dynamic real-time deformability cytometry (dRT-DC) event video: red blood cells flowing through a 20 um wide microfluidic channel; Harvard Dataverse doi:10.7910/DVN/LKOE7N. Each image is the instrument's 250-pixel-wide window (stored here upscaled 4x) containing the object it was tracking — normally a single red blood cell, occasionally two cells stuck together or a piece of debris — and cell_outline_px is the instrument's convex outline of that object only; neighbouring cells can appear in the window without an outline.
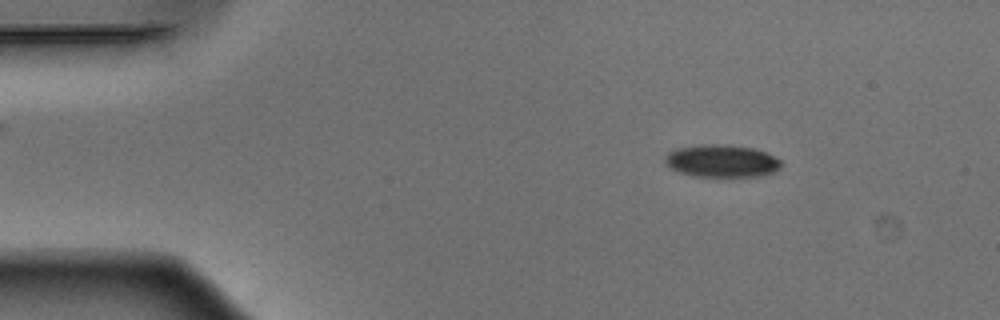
{"species": "Egyptian fruit bat (a non-hibernating species)", "species_latin": "Rousettus aegyptiacus", "temperature_condition": "warm", "stored_images_in_passage": 47, "camera_frame_rate_fps": 3000, "um_per_image_px": 0.085, "animal": {"sex": "male"}, "frame": {"image": 1, "passage_image": 3, "time_ms": 0.667, "image_size_px": [1000, 320], "cell_outline_px": [[780, 168], [772, 172], [760, 176], [692, 176], [676, 172], [664, 164], [664, 156], [668, 152], [676, 148], [704, 144], [728, 144], [752, 148], [768, 152], [780, 160]], "centroid_in_image_um": [61.29, 13.67], "position_along_channel_um": 23.7, "area_um2": 22.25}}
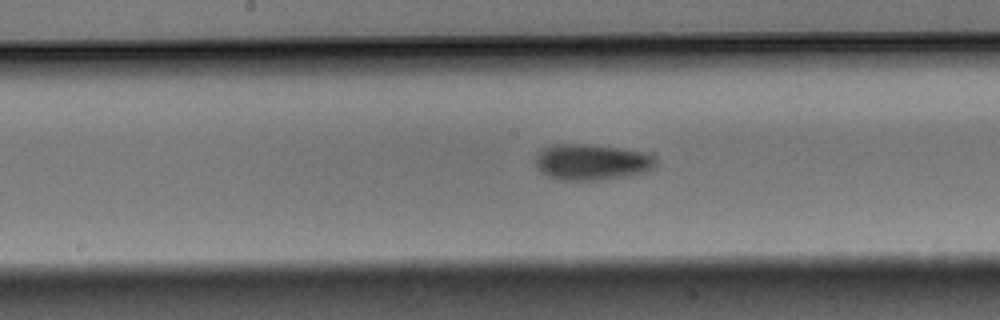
{"frame": {"image": 2, "passage_image": 22, "time_ms": 7.0, "image_size_px": [1000, 320], "cell_outline_px": [[656, 168], [648, 172], [628, 176], [596, 180], [556, 180], [540, 172], [536, 168], [536, 152], [544, 148], [556, 144], [588, 144], [616, 148], [640, 152], [648, 156], [656, 164]], "centroid_in_image_um": [50.22, 13.8], "position_along_channel_um": 198.0, "area_um2": 25.09}}
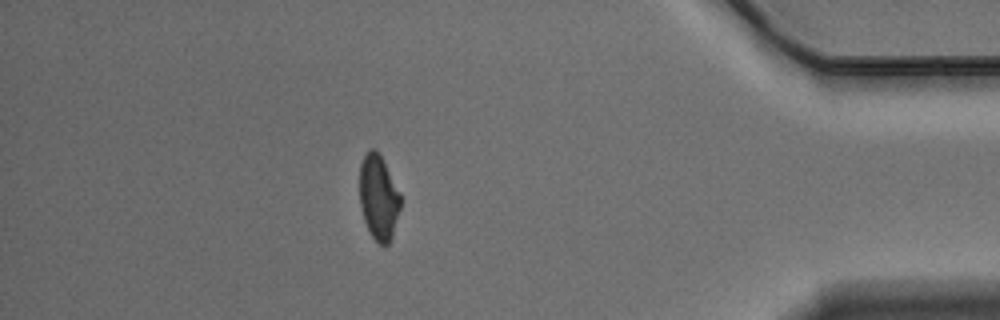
{"frame": {"image": 3, "passage_image": 41, "time_ms": 13.333, "image_size_px": [1000, 320], "cell_outline_px": [[400, 208], [392, 236], [388, 244], [380, 244], [372, 236], [364, 220], [360, 204], [360, 164], [368, 148], [376, 148], [400, 192]], "centroid_in_image_um": [32.17, 16.75], "position_along_channel_um": 403.0, "area_um2": 20.0}, "authors_computed_cell_mechanics": {"area_um2": 22.7732, "velocity_mm_per_s": 3.9013, "shape_relaxation_time_tau1_ms": 3.3377, "shape_relaxation_time_tau2_ms": null, "deformation_change_tau1": 0.101, "deformation_change_tau2": null}}